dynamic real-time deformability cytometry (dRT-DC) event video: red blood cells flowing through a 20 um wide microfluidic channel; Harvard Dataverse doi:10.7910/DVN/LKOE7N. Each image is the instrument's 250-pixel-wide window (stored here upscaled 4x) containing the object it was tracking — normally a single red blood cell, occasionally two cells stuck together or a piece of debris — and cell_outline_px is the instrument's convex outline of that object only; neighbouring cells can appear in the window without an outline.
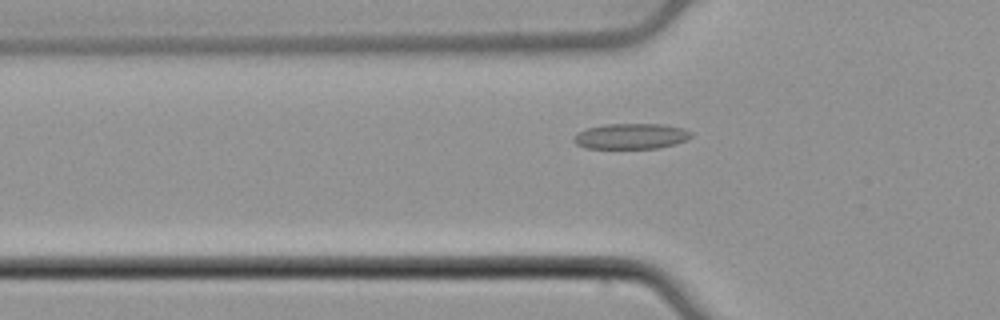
{"species": "common noctule bat (a hibernating species)", "species_latin": "Nyctalus noctula", "temperature_condition": "cold", "stored_images_in_passage": 54, "camera_frame_rate_fps": 3000, "um_per_image_px": 0.085, "animal": {"sex": "male", "body_mass_g": 21.5, "forearm_length_mm": 52.0}, "frame": {"image": 1, "passage_image": 18, "time_ms": 5.667, "image_size_px": [1000, 320], "cell_outline_px": [[692, 136], [676, 144], [660, 148], [584, 148], [576, 144], [572, 140], [572, 136], [576, 132], [588, 128], [604, 124], [664, 124], [684, 128], [692, 132]], "centroid_in_image_um": [53.61, 11.57], "position_along_channel_um": 72.2, "area_um2": 17.69}}
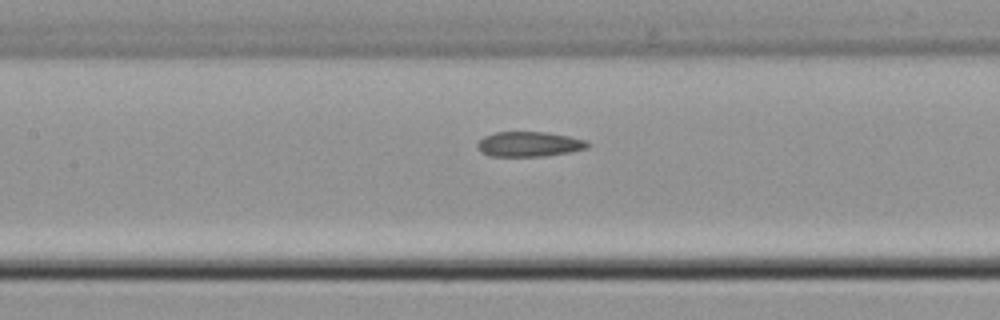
{"frame": {"image": 2, "passage_image": 25, "time_ms": 8.0, "image_size_px": [1000, 320], "cell_outline_px": [[592, 144], [588, 148], [572, 152], [544, 156], [488, 156], [480, 152], [476, 148], [476, 144], [484, 136], [496, 132], [548, 132], [588, 140]], "centroid_in_image_um": [45.0, 12.26], "position_along_channel_um": 162.4, "area_um2": 16.36}}
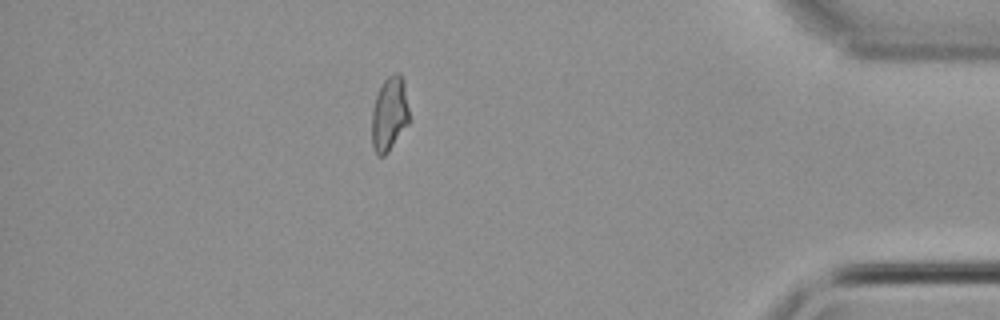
{"frame": {"image": 3, "passage_image": 47, "time_ms": 15.333, "image_size_px": [1000, 320], "cell_outline_px": [[408, 124], [388, 152], [384, 156], [376, 156], [372, 148], [372, 112], [376, 96], [384, 80], [392, 72], [400, 72], [404, 80], [408, 108]], "centroid_in_image_um": [33.09, 9.68], "position_along_channel_um": 402.1, "area_um2": 16.24}, "authors_computed_cell_mechanics": {"area_um2": 16.762, "velocity_mm_per_s": 3.8518, "shape_relaxation_time_tau1_ms": null, "shape_relaxation_time_tau2_ms": 4.4172, "deformation_change_tau1": null, "deformation_change_tau2": 0.134}}